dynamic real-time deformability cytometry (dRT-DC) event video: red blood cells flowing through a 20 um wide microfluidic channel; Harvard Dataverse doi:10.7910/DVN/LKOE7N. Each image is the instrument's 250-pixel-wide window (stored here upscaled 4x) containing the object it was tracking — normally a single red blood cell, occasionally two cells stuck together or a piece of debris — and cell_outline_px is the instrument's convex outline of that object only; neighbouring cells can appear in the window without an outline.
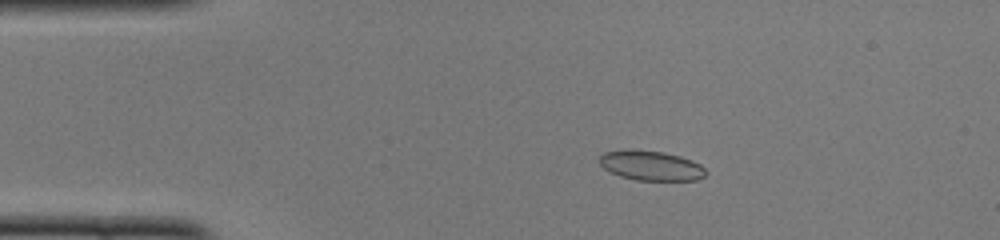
{"species": "common noctule bat (a hibernating species)", "species_latin": "Nyctalus noctula", "temperature_condition": "cold", "stored_images_in_passage": 51, "camera_frame_rate_fps": 3000, "um_per_image_px": 0.085, "animal": {"sex": "female", "body_mass_g": 22.0, "forearm_length_mm": 56.7}, "frame": {"image": 1, "passage_image": 10, "time_ms": 3.0, "image_size_px": [1000, 240], "cell_outline_px": [[708, 172], [704, 176], [696, 180], [636, 180], [620, 176], [604, 168], [600, 164], [600, 156], [604, 152], [628, 148], [664, 152], [680, 156], [692, 160], [700, 164]], "centroid_in_image_um": [55.34, 14.06], "position_along_channel_um": 29.7, "area_um2": 18.55}}
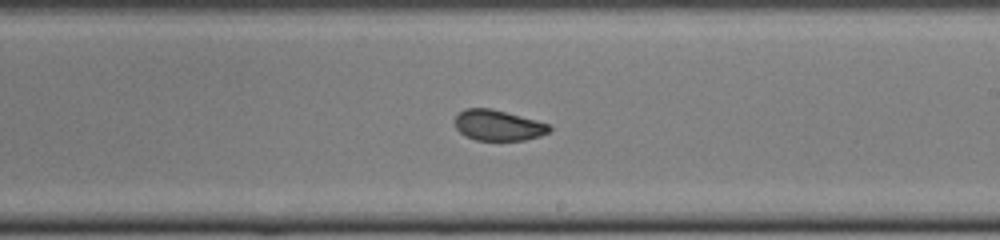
{"frame": {"image": 2, "passage_image": 30, "time_ms": 9.667, "image_size_px": [1000, 240], "cell_outline_px": [[552, 128], [548, 132], [540, 136], [524, 140], [476, 140], [464, 136], [456, 128], [456, 116], [464, 108], [492, 108], [536, 120], [548, 124]], "centroid_in_image_um": [42.33, 10.65], "position_along_channel_um": 246.7, "area_um2": 16.82}}
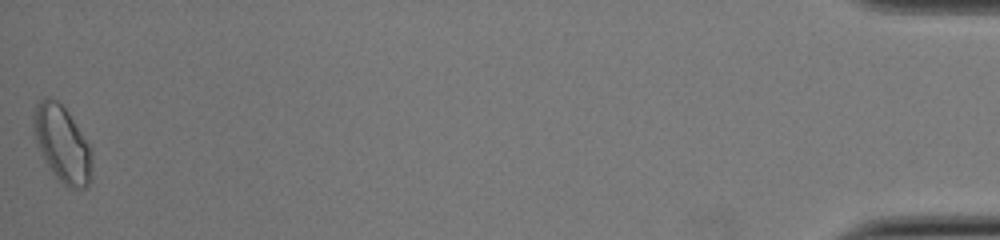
{"frame": {"image": 3, "passage_image": 51, "time_ms": 16.667, "image_size_px": [1000, 240], "cell_outline_px": [[92, 176], [88, 184], [84, 188], [68, 188], [56, 176], [48, 164], [36, 140], [32, 124], [32, 116], [36, 104], [44, 96], [48, 96], [56, 100], [68, 112], [88, 144], [92, 152]], "centroid_in_image_um": [5.29, 12.21], "position_along_channel_um": 429.9, "area_um2": 25.55}, "authors_computed_cell_mechanics": {"area_um2": 18.207, "velocity_mm_per_s": 3.9792, "shape_relaxation_time_tau1_ms": 7.2393, "shape_relaxation_time_tau2_ms": 1.0885, "deformation_change_tau1": 0.1096, "deformation_change_tau2": 0.0587}}